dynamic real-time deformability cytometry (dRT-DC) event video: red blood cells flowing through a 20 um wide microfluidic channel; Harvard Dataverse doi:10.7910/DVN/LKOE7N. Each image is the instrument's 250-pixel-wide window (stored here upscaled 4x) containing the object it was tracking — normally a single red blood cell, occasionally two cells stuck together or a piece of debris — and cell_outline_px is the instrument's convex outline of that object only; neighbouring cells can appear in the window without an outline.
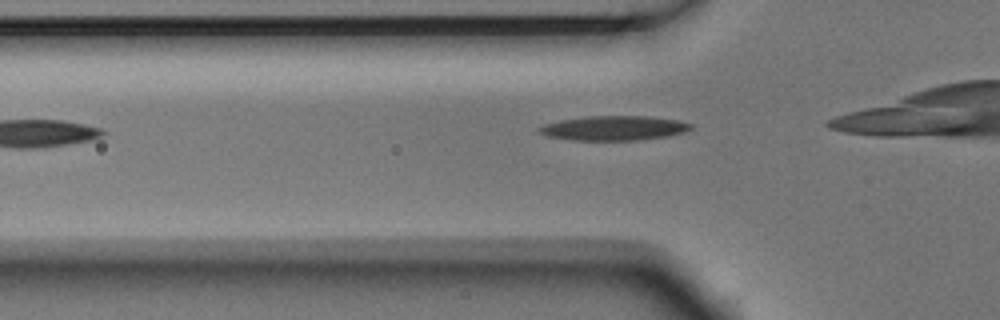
{"species": "Egyptian fruit bat (a non-hibernating species)", "species_latin": "Rousettus aegyptiacus", "temperature_condition": "room temperature", "stored_images_in_passage": 5, "camera_frame_rate_fps": 3000, "um_per_image_px": 0.085, "animal": {"sex": "male"}, "frame": {"image": 1, "passage_image": 3, "time_ms": 0.667, "image_size_px": [1000, 320], "cell_outline_px": [[692, 128], [684, 132], [668, 136], [640, 140], [572, 140], [548, 136], [540, 132], [536, 128], [544, 124], [560, 120], [588, 116], [648, 116], [676, 120], [692, 124]], "centroid_in_image_um": [52.17, 10.89], "position_along_channel_um": 73.6, "area_um2": 21.62}}